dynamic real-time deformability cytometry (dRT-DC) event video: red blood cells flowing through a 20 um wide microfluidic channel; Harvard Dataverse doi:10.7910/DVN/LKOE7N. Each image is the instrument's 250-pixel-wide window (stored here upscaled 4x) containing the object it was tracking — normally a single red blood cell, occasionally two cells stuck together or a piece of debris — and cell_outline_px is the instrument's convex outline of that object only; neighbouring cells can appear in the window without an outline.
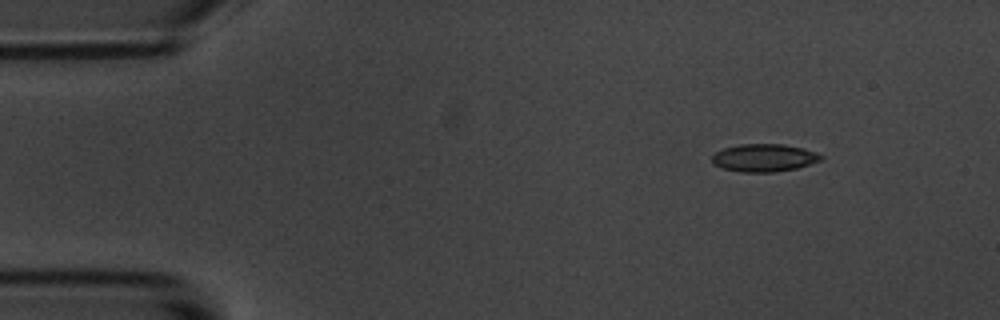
{"species": "common noctule bat (a hibernating species)", "species_latin": "Nyctalus noctula", "temperature_condition": "room temperature", "stored_images_in_passage": 3, "camera_frame_rate_fps": 3000, "um_per_image_px": 0.085, "animal": {"sex": "male", "body_mass_g": 20.1, "forearm_length_mm": 53.5}, "frame": {"image": 1, "passage_image": 1, "time_ms": 0.0, "image_size_px": [1000, 320], "cell_outline_px": [[824, 156], [820, 160], [796, 168], [776, 172], [740, 172], [724, 168], [712, 164], [712, 156], [716, 152], [724, 148], [740, 144], [784, 144], [804, 148], [816, 152]], "centroid_in_image_um": [64.94, 13.41], "position_along_channel_um": 20.1, "area_um2": 17.57}}